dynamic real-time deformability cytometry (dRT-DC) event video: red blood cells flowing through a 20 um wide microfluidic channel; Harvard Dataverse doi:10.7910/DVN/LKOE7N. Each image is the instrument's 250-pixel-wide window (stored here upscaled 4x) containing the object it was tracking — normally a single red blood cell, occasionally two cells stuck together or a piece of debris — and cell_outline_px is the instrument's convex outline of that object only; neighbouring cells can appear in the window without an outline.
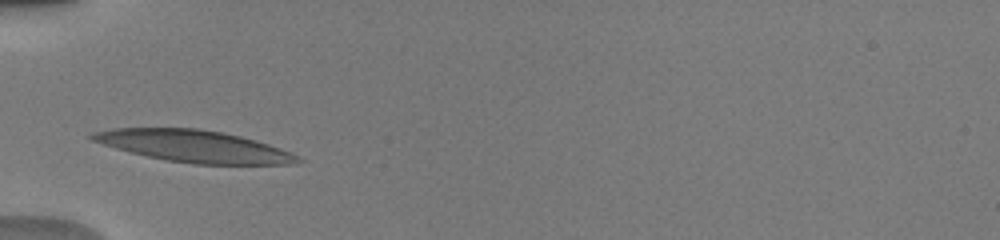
{"species": "human", "species_latin": "Homo sapiens", "temperature_condition": "warm", "stored_images_in_passage": 34, "camera_frame_rate_fps": 3000, "um_per_image_px": 0.085, "donor": {"sex": "male"}, "frame": {"image": 1, "passage_image": 1, "time_ms": 0.0, "image_size_px": [1000, 240], "cell_outline_px": [[304, 160], [296, 164], [196, 164], [168, 160], [148, 156], [116, 148], [92, 140], [88, 136], [92, 132], [112, 128], [196, 128], [220, 132], [240, 136], [268, 144], [288, 152]], "centroid_in_image_um": [16.47, 12.42], "position_along_channel_um": 68.5, "area_um2": 37.57}}
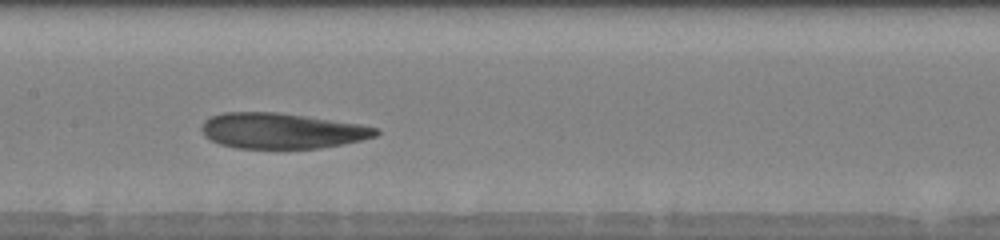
{"frame": {"image": 2, "passage_image": 10, "time_ms": 3.0, "image_size_px": [1000, 240], "cell_outline_px": [[380, 132], [376, 136], [360, 140], [320, 148], [236, 148], [220, 144], [204, 136], [200, 128], [204, 120], [212, 116], [224, 112], [280, 112], [360, 124], [376, 128]], "centroid_in_image_um": [23.91, 11.11], "position_along_channel_um": 183.5, "area_um2": 36.01}}
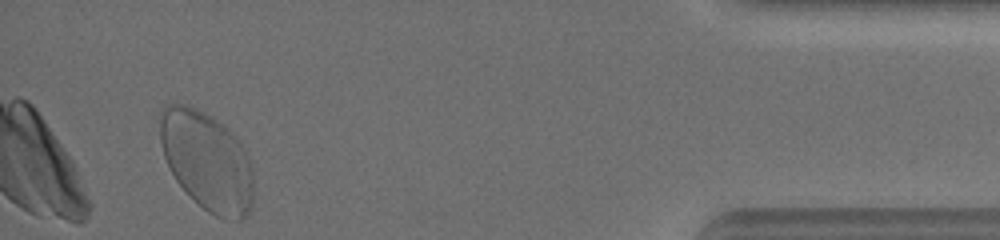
{"frame": {"image": 3, "passage_image": 32, "time_ms": 10.333, "image_size_px": [1000, 240], "cell_outline_px": [[252, 208], [240, 220], [224, 220], [208, 212], [176, 180], [164, 156], [160, 140], [160, 108], [168, 104], [184, 104], [196, 108], [212, 116], [232, 132], [240, 144], [252, 168]], "centroid_in_image_um": [17.58, 13.67], "position_along_channel_um": 417.6, "area_um2": 53.41}, "authors_computed_cell_mechanics": {"area_um2": 37.5122, "velocity_mm_per_s": 3.9331, "shape_relaxation_time_tau1_ms": 6.3631, "shape_relaxation_time_tau2_ms": null, "deformation_change_tau1": 0.1925, "deformation_change_tau2": null}}